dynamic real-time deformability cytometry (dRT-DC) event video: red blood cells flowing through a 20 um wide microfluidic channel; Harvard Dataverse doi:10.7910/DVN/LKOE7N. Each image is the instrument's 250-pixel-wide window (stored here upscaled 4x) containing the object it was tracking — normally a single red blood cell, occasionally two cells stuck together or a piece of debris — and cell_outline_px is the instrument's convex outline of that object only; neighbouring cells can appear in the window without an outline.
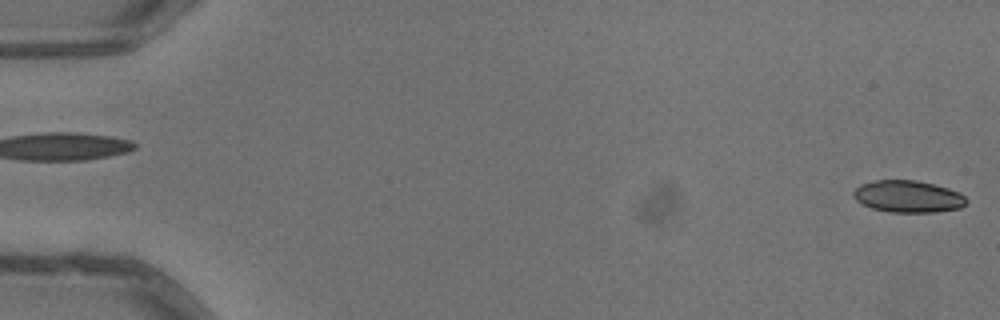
{"species": "common noctule bat (a hibernating species)", "species_latin": "Nyctalus noctula", "temperature_condition": "warm", "stored_images_in_passage": 3, "segment_of_instrument_passage": [2, 2], "camera_frame_rate_fps": 3000, "um_per_image_px": 0.085, "animal": {"sex": "male", "body_mass_g": 13.3}, "frame": {"image": 1, "passage_image": 3, "time_ms": 0.667, "image_size_px": [1000, 320], "cell_outline_px": [[968, 200], [960, 208], [936, 212], [892, 212], [872, 208], [856, 200], [852, 196], [852, 192], [860, 184], [876, 180], [916, 180], [948, 188], [960, 192]], "centroid_in_image_um": [77.18, 16.7], "position_along_channel_um": 7.8, "area_um2": 20.98}}